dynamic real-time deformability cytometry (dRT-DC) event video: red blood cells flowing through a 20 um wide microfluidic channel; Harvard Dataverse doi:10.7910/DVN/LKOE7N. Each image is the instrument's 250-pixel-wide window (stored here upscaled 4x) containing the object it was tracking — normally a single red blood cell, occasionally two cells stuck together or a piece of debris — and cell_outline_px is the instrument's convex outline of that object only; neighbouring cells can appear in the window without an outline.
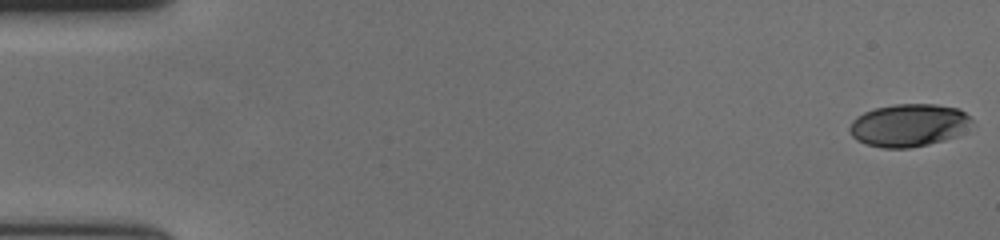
{"species": "human", "species_latin": "Homo sapiens", "temperature_condition": "cold", "stored_images_in_passage": 58, "camera_frame_rate_fps": 3000, "um_per_image_px": 0.085, "donor": {"sex": "female"}, "frame": {"image": 1, "passage_image": 1, "time_ms": 0.0, "image_size_px": [1000, 240], "cell_outline_px": [[972, 120], [956, 136], [944, 140], [928, 144], [908, 148], [884, 148], [868, 144], [856, 140], [852, 136], [848, 128], [852, 120], [856, 116], [864, 112], [876, 108], [896, 104], [936, 104], [960, 108]], "centroid_in_image_um": [77.19, 10.64], "position_along_channel_um": 7.8, "area_um2": 30.17}}
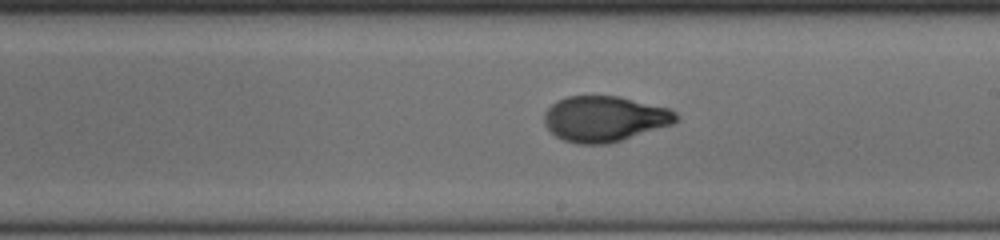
{"frame": {"image": 2, "passage_image": 34, "time_ms": 11.0, "image_size_px": [1000, 240], "cell_outline_px": [[680, 120], [672, 124], [608, 144], [576, 144], [564, 140], [556, 136], [544, 124], [544, 112], [556, 100], [568, 96], [620, 96], [668, 108], [676, 112], [680, 116]], "centroid_in_image_um": [51.39, 10.09], "position_along_channel_um": 237.6, "area_um2": 35.08}}
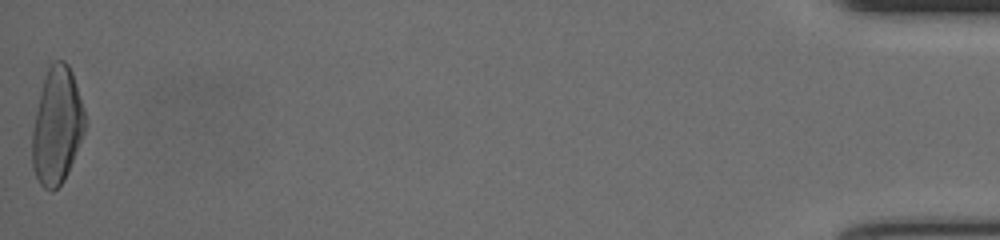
{"frame": {"image": 3, "passage_image": 58, "time_ms": 19.0, "image_size_px": [1000, 240], "cell_outline_px": [[84, 132], [68, 172], [64, 180], [52, 192], [44, 188], [40, 184], [32, 168], [32, 132], [40, 92], [44, 76], [52, 60], [64, 60], [68, 64], [72, 72], [84, 108]], "centroid_in_image_um": [4.83, 10.69], "position_along_channel_um": 430.4, "area_um2": 35.72}, "authors_computed_cell_mechanics": {"area_um2": 34.1309, "velocity_mm_per_s": 3.6646, "shape_relaxation_time_tau1_ms": 5.6033, "shape_relaxation_time_tau2_ms": 1.0378, "deformation_change_tau1": 0.2346, "deformation_change_tau2": 0.0599}}